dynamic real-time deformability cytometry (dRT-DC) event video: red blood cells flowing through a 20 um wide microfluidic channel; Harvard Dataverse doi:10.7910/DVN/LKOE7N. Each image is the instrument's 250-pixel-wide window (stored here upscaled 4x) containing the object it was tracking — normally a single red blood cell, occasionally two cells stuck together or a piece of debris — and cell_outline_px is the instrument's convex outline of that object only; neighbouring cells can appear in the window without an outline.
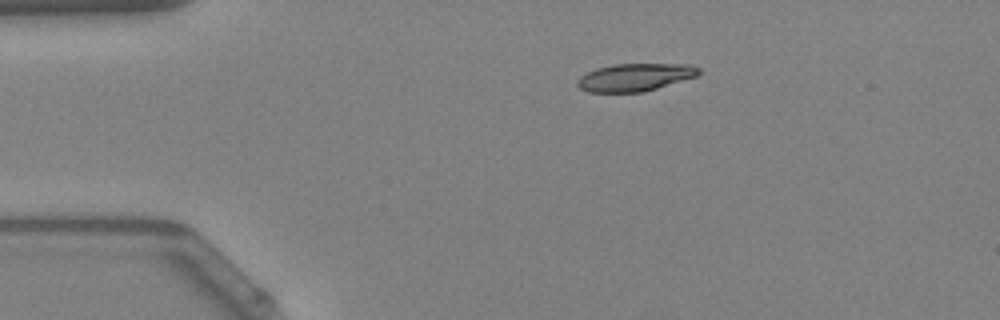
{"species": "Egyptian fruit bat (a non-hibernating species)", "species_latin": "Rousettus aegyptiacus", "temperature_condition": "warm", "stored_images_in_passage": 42, "camera_frame_rate_fps": 3000, "um_per_image_px": 0.085, "animal": {"sex": "female"}, "frame": {"image": 1, "passage_image": 1, "time_ms": 0.0, "image_size_px": [1000, 320], "cell_outline_px": [[700, 72], [696, 76], [656, 88], [640, 92], [588, 92], [580, 88], [576, 84], [576, 80], [580, 76], [596, 68], [612, 64], [688, 64], [700, 68]], "centroid_in_image_um": [53.93, 6.56], "position_along_channel_um": 31.1, "area_um2": 19.42}}
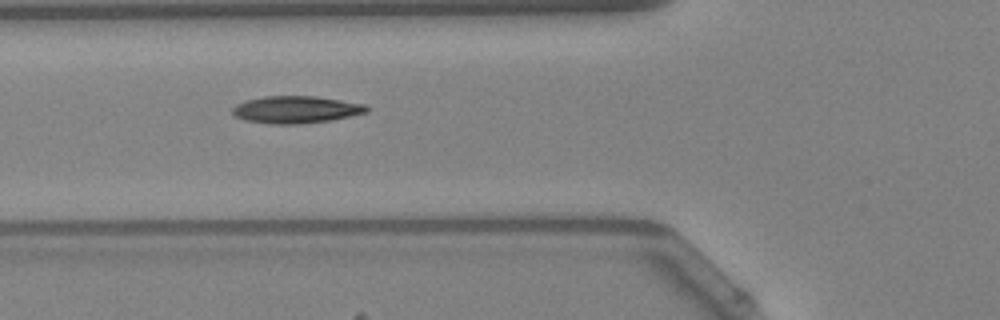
{"frame": {"image": 2, "passage_image": 10, "time_ms": 3.0, "image_size_px": [1000, 320], "cell_outline_px": [[372, 108], [368, 112], [332, 120], [300, 124], [272, 124], [244, 120], [236, 116], [232, 112], [232, 108], [236, 104], [248, 100], [264, 96], [316, 96], [364, 104]], "centroid_in_image_um": [25.19, 9.32], "position_along_channel_um": 100.6, "area_um2": 21.33}}
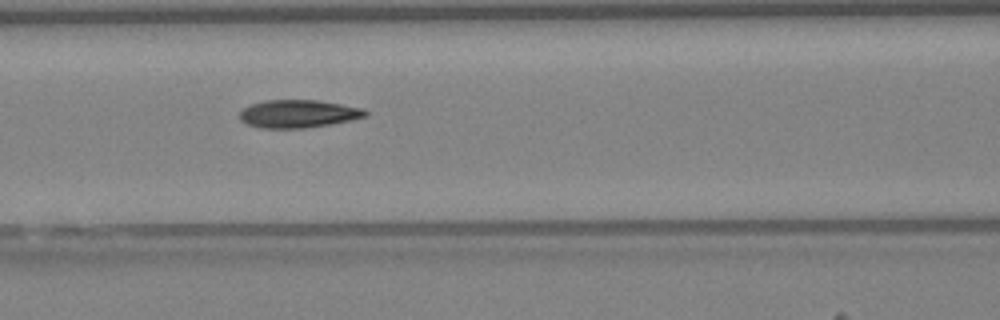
{"frame": {"image": 3, "passage_image": 13, "time_ms": 4.0, "image_size_px": [1000, 320], "cell_outline_px": [[368, 116], [352, 120], [304, 128], [260, 128], [248, 124], [240, 120], [240, 112], [244, 108], [252, 104], [264, 100], [316, 100], [364, 108], [368, 112]], "centroid_in_image_um": [25.37, 9.67], "position_along_channel_um": 141.2, "area_um2": 20.35}, "authors_computed_cell_mechanics": {"area_um2": 20.0277, "velocity_mm_per_s": 4.0362, "shape_relaxation_time_tau1_ms": 8.1362, "shape_relaxation_time_tau2_ms": 2.0481, "deformation_change_tau1": 0.2454, "deformation_change_tau2": 0.0887}}